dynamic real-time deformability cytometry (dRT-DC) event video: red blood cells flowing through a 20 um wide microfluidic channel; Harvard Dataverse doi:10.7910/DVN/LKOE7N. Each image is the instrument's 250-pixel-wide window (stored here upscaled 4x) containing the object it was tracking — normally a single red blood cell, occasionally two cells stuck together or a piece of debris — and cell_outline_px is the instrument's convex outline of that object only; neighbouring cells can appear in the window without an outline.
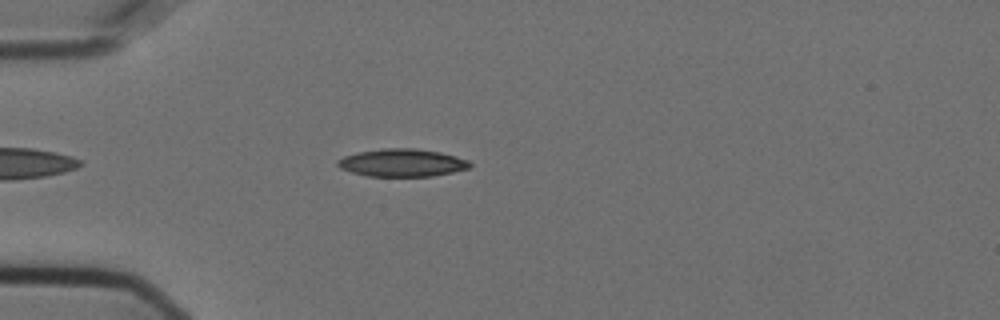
{"species": "Egyptian fruit bat (a non-hibernating species)", "species_latin": "Rousettus aegyptiacus", "temperature_condition": "cold", "stored_images_in_passage": 46, "camera_frame_rate_fps": 3000, "um_per_image_px": 0.085, "animal": {"sex": "female"}, "frame": {"image": 1, "passage_image": 6, "time_ms": 1.667, "image_size_px": [1000, 320], "cell_outline_px": [[472, 164], [468, 168], [452, 172], [432, 176], [368, 176], [352, 172], [340, 168], [336, 164], [336, 160], [344, 156], [360, 152], [384, 148], [416, 148], [440, 152], [456, 156], [468, 160]], "centroid_in_image_um": [34.17, 13.83], "position_along_channel_um": 50.8, "area_um2": 21.27}}
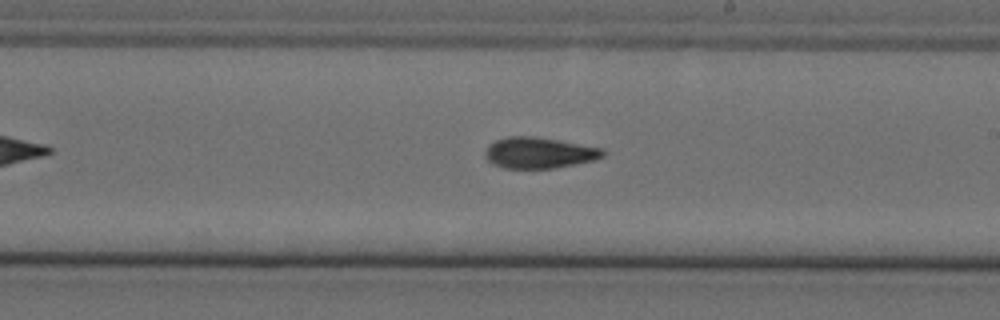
{"frame": {"image": 2, "passage_image": 23, "time_ms": 7.333, "image_size_px": [1000, 320], "cell_outline_px": [[604, 156], [596, 160], [552, 168], [504, 168], [492, 164], [484, 156], [484, 152], [488, 144], [496, 140], [508, 136], [536, 136], [604, 148]], "centroid_in_image_um": [45.81, 12.98], "position_along_channel_um": 243.2, "area_um2": 21.44}}
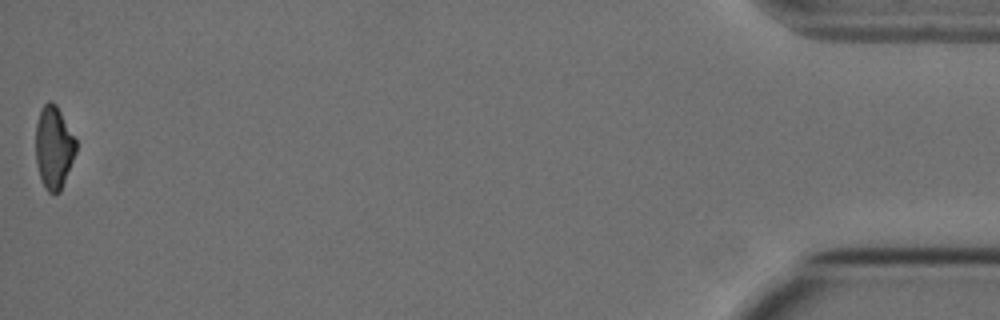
{"frame": {"image": 3, "passage_image": 46, "time_ms": 15.0, "image_size_px": [1000, 320], "cell_outline_px": [[76, 152], [60, 192], [48, 192], [40, 176], [36, 160], [36, 124], [40, 108], [48, 100], [52, 100], [56, 104], [76, 140]], "centroid_in_image_um": [4.57, 12.48], "position_along_channel_um": 430.6, "area_um2": 19.19}, "authors_computed_cell_mechanics": {"area_um2": 20.8947, "velocity_mm_per_s": 3.6349, "shape_relaxation_time_tau1_ms": 6.9013, "shape_relaxation_time_tau2_ms": 3.8559, "deformation_change_tau1": 0.1966, "deformation_change_tau2": 0.1086}}